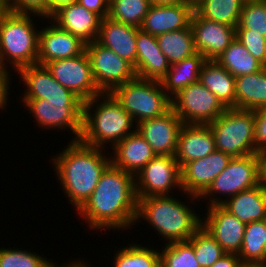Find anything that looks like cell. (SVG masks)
Returning a JSON list of instances; mask_svg holds the SVG:
<instances>
[{"instance_id":"obj_45","label":"cell","mask_w":266,"mask_h":267,"mask_svg":"<svg viewBox=\"0 0 266 267\" xmlns=\"http://www.w3.org/2000/svg\"><path fill=\"white\" fill-rule=\"evenodd\" d=\"M9 77L10 76H0V108L2 109L7 104L8 89H9Z\"/></svg>"},{"instance_id":"obj_30","label":"cell","mask_w":266,"mask_h":267,"mask_svg":"<svg viewBox=\"0 0 266 267\" xmlns=\"http://www.w3.org/2000/svg\"><path fill=\"white\" fill-rule=\"evenodd\" d=\"M237 255L244 265H266V219L246 224Z\"/></svg>"},{"instance_id":"obj_53","label":"cell","mask_w":266,"mask_h":267,"mask_svg":"<svg viewBox=\"0 0 266 267\" xmlns=\"http://www.w3.org/2000/svg\"><path fill=\"white\" fill-rule=\"evenodd\" d=\"M245 1H266V0H245Z\"/></svg>"},{"instance_id":"obj_7","label":"cell","mask_w":266,"mask_h":267,"mask_svg":"<svg viewBox=\"0 0 266 267\" xmlns=\"http://www.w3.org/2000/svg\"><path fill=\"white\" fill-rule=\"evenodd\" d=\"M111 93L137 124L163 116L171 109V98L157 80L135 77L117 86Z\"/></svg>"},{"instance_id":"obj_23","label":"cell","mask_w":266,"mask_h":267,"mask_svg":"<svg viewBox=\"0 0 266 267\" xmlns=\"http://www.w3.org/2000/svg\"><path fill=\"white\" fill-rule=\"evenodd\" d=\"M138 30L139 28L135 26L105 17L101 20L96 41L129 62L135 70Z\"/></svg>"},{"instance_id":"obj_28","label":"cell","mask_w":266,"mask_h":267,"mask_svg":"<svg viewBox=\"0 0 266 267\" xmlns=\"http://www.w3.org/2000/svg\"><path fill=\"white\" fill-rule=\"evenodd\" d=\"M206 61L202 54L196 52L180 62L171 64L169 71L160 80L167 95L172 98L190 84L199 81L201 68Z\"/></svg>"},{"instance_id":"obj_20","label":"cell","mask_w":266,"mask_h":267,"mask_svg":"<svg viewBox=\"0 0 266 267\" xmlns=\"http://www.w3.org/2000/svg\"><path fill=\"white\" fill-rule=\"evenodd\" d=\"M51 21L72 35L78 37L85 44L97 40L102 18L87 10L77 1L60 7L50 17Z\"/></svg>"},{"instance_id":"obj_32","label":"cell","mask_w":266,"mask_h":267,"mask_svg":"<svg viewBox=\"0 0 266 267\" xmlns=\"http://www.w3.org/2000/svg\"><path fill=\"white\" fill-rule=\"evenodd\" d=\"M216 61L234 77L253 74L265 67L237 39L228 46Z\"/></svg>"},{"instance_id":"obj_34","label":"cell","mask_w":266,"mask_h":267,"mask_svg":"<svg viewBox=\"0 0 266 267\" xmlns=\"http://www.w3.org/2000/svg\"><path fill=\"white\" fill-rule=\"evenodd\" d=\"M151 5L150 0H109L108 17L140 28Z\"/></svg>"},{"instance_id":"obj_46","label":"cell","mask_w":266,"mask_h":267,"mask_svg":"<svg viewBox=\"0 0 266 267\" xmlns=\"http://www.w3.org/2000/svg\"><path fill=\"white\" fill-rule=\"evenodd\" d=\"M260 185L266 191V152L260 154Z\"/></svg>"},{"instance_id":"obj_49","label":"cell","mask_w":266,"mask_h":267,"mask_svg":"<svg viewBox=\"0 0 266 267\" xmlns=\"http://www.w3.org/2000/svg\"><path fill=\"white\" fill-rule=\"evenodd\" d=\"M151 4H174L181 3L182 0H150Z\"/></svg>"},{"instance_id":"obj_15","label":"cell","mask_w":266,"mask_h":267,"mask_svg":"<svg viewBox=\"0 0 266 267\" xmlns=\"http://www.w3.org/2000/svg\"><path fill=\"white\" fill-rule=\"evenodd\" d=\"M190 26L193 32L194 48L206 60H217L236 39V27L205 19L195 10Z\"/></svg>"},{"instance_id":"obj_36","label":"cell","mask_w":266,"mask_h":267,"mask_svg":"<svg viewBox=\"0 0 266 267\" xmlns=\"http://www.w3.org/2000/svg\"><path fill=\"white\" fill-rule=\"evenodd\" d=\"M114 267H160V253L140 245H132L118 250Z\"/></svg>"},{"instance_id":"obj_44","label":"cell","mask_w":266,"mask_h":267,"mask_svg":"<svg viewBox=\"0 0 266 267\" xmlns=\"http://www.w3.org/2000/svg\"><path fill=\"white\" fill-rule=\"evenodd\" d=\"M242 260L235 253H225L211 267H244Z\"/></svg>"},{"instance_id":"obj_2","label":"cell","mask_w":266,"mask_h":267,"mask_svg":"<svg viewBox=\"0 0 266 267\" xmlns=\"http://www.w3.org/2000/svg\"><path fill=\"white\" fill-rule=\"evenodd\" d=\"M101 148L71 140L66 149L54 159V170L70 203L78 210L93 193L100 176L111 159L101 153Z\"/></svg>"},{"instance_id":"obj_5","label":"cell","mask_w":266,"mask_h":267,"mask_svg":"<svg viewBox=\"0 0 266 267\" xmlns=\"http://www.w3.org/2000/svg\"><path fill=\"white\" fill-rule=\"evenodd\" d=\"M30 19V14L0 11V53L3 63L13 64L15 72L37 64L39 31Z\"/></svg>"},{"instance_id":"obj_51","label":"cell","mask_w":266,"mask_h":267,"mask_svg":"<svg viewBox=\"0 0 266 267\" xmlns=\"http://www.w3.org/2000/svg\"><path fill=\"white\" fill-rule=\"evenodd\" d=\"M64 267H88V266H87V264H84V262L82 263V262H80V260H78V262L76 261V262H72L70 264L68 263V265L64 266Z\"/></svg>"},{"instance_id":"obj_12","label":"cell","mask_w":266,"mask_h":267,"mask_svg":"<svg viewBox=\"0 0 266 267\" xmlns=\"http://www.w3.org/2000/svg\"><path fill=\"white\" fill-rule=\"evenodd\" d=\"M135 177L138 198L168 195L174 186L181 190L180 166L175 156L156 155Z\"/></svg>"},{"instance_id":"obj_4","label":"cell","mask_w":266,"mask_h":267,"mask_svg":"<svg viewBox=\"0 0 266 267\" xmlns=\"http://www.w3.org/2000/svg\"><path fill=\"white\" fill-rule=\"evenodd\" d=\"M184 204L170 195L138 198L135 221L147 220L167 243L188 241L202 226V219Z\"/></svg>"},{"instance_id":"obj_31","label":"cell","mask_w":266,"mask_h":267,"mask_svg":"<svg viewBox=\"0 0 266 267\" xmlns=\"http://www.w3.org/2000/svg\"><path fill=\"white\" fill-rule=\"evenodd\" d=\"M157 43L169 64H174L196 53L191 26L156 36Z\"/></svg>"},{"instance_id":"obj_39","label":"cell","mask_w":266,"mask_h":267,"mask_svg":"<svg viewBox=\"0 0 266 267\" xmlns=\"http://www.w3.org/2000/svg\"><path fill=\"white\" fill-rule=\"evenodd\" d=\"M0 267H54V264L31 251L1 248Z\"/></svg>"},{"instance_id":"obj_17","label":"cell","mask_w":266,"mask_h":267,"mask_svg":"<svg viewBox=\"0 0 266 267\" xmlns=\"http://www.w3.org/2000/svg\"><path fill=\"white\" fill-rule=\"evenodd\" d=\"M206 220L202 221L211 236L226 253L238 254L243 243L246 224L241 222L221 204L208 207Z\"/></svg>"},{"instance_id":"obj_25","label":"cell","mask_w":266,"mask_h":267,"mask_svg":"<svg viewBox=\"0 0 266 267\" xmlns=\"http://www.w3.org/2000/svg\"><path fill=\"white\" fill-rule=\"evenodd\" d=\"M112 150L115 155L113 159L111 158V163L133 176H136L156 156L150 144L136 130V127L134 133L127 135L112 147Z\"/></svg>"},{"instance_id":"obj_3","label":"cell","mask_w":266,"mask_h":267,"mask_svg":"<svg viewBox=\"0 0 266 267\" xmlns=\"http://www.w3.org/2000/svg\"><path fill=\"white\" fill-rule=\"evenodd\" d=\"M100 97H103L104 101H101ZM95 103L98 107L93 111L94 113H91ZM133 122L132 116L112 93H100L84 102L83 130L80 140L97 148H103L104 143L112 142L114 147L127 135L135 132L129 131L133 127Z\"/></svg>"},{"instance_id":"obj_27","label":"cell","mask_w":266,"mask_h":267,"mask_svg":"<svg viewBox=\"0 0 266 267\" xmlns=\"http://www.w3.org/2000/svg\"><path fill=\"white\" fill-rule=\"evenodd\" d=\"M199 82L226 108L236 109L235 77L216 60H207L201 68Z\"/></svg>"},{"instance_id":"obj_38","label":"cell","mask_w":266,"mask_h":267,"mask_svg":"<svg viewBox=\"0 0 266 267\" xmlns=\"http://www.w3.org/2000/svg\"><path fill=\"white\" fill-rule=\"evenodd\" d=\"M160 253V267H200L188 241L166 243Z\"/></svg>"},{"instance_id":"obj_33","label":"cell","mask_w":266,"mask_h":267,"mask_svg":"<svg viewBox=\"0 0 266 267\" xmlns=\"http://www.w3.org/2000/svg\"><path fill=\"white\" fill-rule=\"evenodd\" d=\"M245 0H205L195 11L203 18L237 27Z\"/></svg>"},{"instance_id":"obj_11","label":"cell","mask_w":266,"mask_h":267,"mask_svg":"<svg viewBox=\"0 0 266 267\" xmlns=\"http://www.w3.org/2000/svg\"><path fill=\"white\" fill-rule=\"evenodd\" d=\"M95 85L101 93H111L117 86L136 77L134 67L97 41L85 45Z\"/></svg>"},{"instance_id":"obj_26","label":"cell","mask_w":266,"mask_h":267,"mask_svg":"<svg viewBox=\"0 0 266 267\" xmlns=\"http://www.w3.org/2000/svg\"><path fill=\"white\" fill-rule=\"evenodd\" d=\"M221 205L245 224L266 219V191L261 185L222 200Z\"/></svg>"},{"instance_id":"obj_9","label":"cell","mask_w":266,"mask_h":267,"mask_svg":"<svg viewBox=\"0 0 266 267\" xmlns=\"http://www.w3.org/2000/svg\"><path fill=\"white\" fill-rule=\"evenodd\" d=\"M171 108L183 124H209L227 108L199 81L171 98Z\"/></svg>"},{"instance_id":"obj_13","label":"cell","mask_w":266,"mask_h":267,"mask_svg":"<svg viewBox=\"0 0 266 267\" xmlns=\"http://www.w3.org/2000/svg\"><path fill=\"white\" fill-rule=\"evenodd\" d=\"M45 66L63 87L74 92L84 102L101 93L93 80L86 51L73 58L50 61Z\"/></svg>"},{"instance_id":"obj_10","label":"cell","mask_w":266,"mask_h":267,"mask_svg":"<svg viewBox=\"0 0 266 267\" xmlns=\"http://www.w3.org/2000/svg\"><path fill=\"white\" fill-rule=\"evenodd\" d=\"M38 123L46 129H65L68 127L74 135V140H80L83 130V100H50L23 99Z\"/></svg>"},{"instance_id":"obj_18","label":"cell","mask_w":266,"mask_h":267,"mask_svg":"<svg viewBox=\"0 0 266 267\" xmlns=\"http://www.w3.org/2000/svg\"><path fill=\"white\" fill-rule=\"evenodd\" d=\"M17 71L27 86L23 99L82 100L74 92L63 87L45 65L33 64L21 67Z\"/></svg>"},{"instance_id":"obj_50","label":"cell","mask_w":266,"mask_h":267,"mask_svg":"<svg viewBox=\"0 0 266 267\" xmlns=\"http://www.w3.org/2000/svg\"><path fill=\"white\" fill-rule=\"evenodd\" d=\"M8 70H6V66L3 63L2 57H1V53H0V76H9L10 74H8Z\"/></svg>"},{"instance_id":"obj_6","label":"cell","mask_w":266,"mask_h":267,"mask_svg":"<svg viewBox=\"0 0 266 267\" xmlns=\"http://www.w3.org/2000/svg\"><path fill=\"white\" fill-rule=\"evenodd\" d=\"M216 150L233 157L256 154L254 111L227 108L208 124Z\"/></svg>"},{"instance_id":"obj_52","label":"cell","mask_w":266,"mask_h":267,"mask_svg":"<svg viewBox=\"0 0 266 267\" xmlns=\"http://www.w3.org/2000/svg\"><path fill=\"white\" fill-rule=\"evenodd\" d=\"M244 267H266V265H245Z\"/></svg>"},{"instance_id":"obj_24","label":"cell","mask_w":266,"mask_h":267,"mask_svg":"<svg viewBox=\"0 0 266 267\" xmlns=\"http://www.w3.org/2000/svg\"><path fill=\"white\" fill-rule=\"evenodd\" d=\"M136 43V77L160 81L169 71L170 64L160 50L156 36L139 29Z\"/></svg>"},{"instance_id":"obj_22","label":"cell","mask_w":266,"mask_h":267,"mask_svg":"<svg viewBox=\"0 0 266 267\" xmlns=\"http://www.w3.org/2000/svg\"><path fill=\"white\" fill-rule=\"evenodd\" d=\"M215 150V138L208 124L182 125L175 153L180 168L189 161L208 156Z\"/></svg>"},{"instance_id":"obj_37","label":"cell","mask_w":266,"mask_h":267,"mask_svg":"<svg viewBox=\"0 0 266 267\" xmlns=\"http://www.w3.org/2000/svg\"><path fill=\"white\" fill-rule=\"evenodd\" d=\"M236 33H257L266 37V1H245Z\"/></svg>"},{"instance_id":"obj_41","label":"cell","mask_w":266,"mask_h":267,"mask_svg":"<svg viewBox=\"0 0 266 267\" xmlns=\"http://www.w3.org/2000/svg\"><path fill=\"white\" fill-rule=\"evenodd\" d=\"M236 39L266 67V37L257 33H236Z\"/></svg>"},{"instance_id":"obj_47","label":"cell","mask_w":266,"mask_h":267,"mask_svg":"<svg viewBox=\"0 0 266 267\" xmlns=\"http://www.w3.org/2000/svg\"><path fill=\"white\" fill-rule=\"evenodd\" d=\"M76 2V0H49V18L60 7Z\"/></svg>"},{"instance_id":"obj_42","label":"cell","mask_w":266,"mask_h":267,"mask_svg":"<svg viewBox=\"0 0 266 267\" xmlns=\"http://www.w3.org/2000/svg\"><path fill=\"white\" fill-rule=\"evenodd\" d=\"M256 154L266 152V107L254 111Z\"/></svg>"},{"instance_id":"obj_43","label":"cell","mask_w":266,"mask_h":267,"mask_svg":"<svg viewBox=\"0 0 266 267\" xmlns=\"http://www.w3.org/2000/svg\"><path fill=\"white\" fill-rule=\"evenodd\" d=\"M87 10L99 15L102 19L108 17L109 0H76Z\"/></svg>"},{"instance_id":"obj_16","label":"cell","mask_w":266,"mask_h":267,"mask_svg":"<svg viewBox=\"0 0 266 267\" xmlns=\"http://www.w3.org/2000/svg\"><path fill=\"white\" fill-rule=\"evenodd\" d=\"M182 120L171 108L163 116L139 122L136 130L150 144L156 155L175 156Z\"/></svg>"},{"instance_id":"obj_1","label":"cell","mask_w":266,"mask_h":267,"mask_svg":"<svg viewBox=\"0 0 266 267\" xmlns=\"http://www.w3.org/2000/svg\"><path fill=\"white\" fill-rule=\"evenodd\" d=\"M135 180V176L110 163L78 213L92 229H120L133 225L138 206Z\"/></svg>"},{"instance_id":"obj_35","label":"cell","mask_w":266,"mask_h":267,"mask_svg":"<svg viewBox=\"0 0 266 267\" xmlns=\"http://www.w3.org/2000/svg\"><path fill=\"white\" fill-rule=\"evenodd\" d=\"M188 242L193 246L195 257L200 267H211L226 253L220 244L202 226Z\"/></svg>"},{"instance_id":"obj_8","label":"cell","mask_w":266,"mask_h":267,"mask_svg":"<svg viewBox=\"0 0 266 267\" xmlns=\"http://www.w3.org/2000/svg\"><path fill=\"white\" fill-rule=\"evenodd\" d=\"M260 185V154L233 157L227 167L213 180L208 189L199 197H210L209 206L222 204L216 194H225L228 198ZM213 193L215 194L213 196ZM204 196V197H203ZM214 197V198H213ZM221 199V200H220Z\"/></svg>"},{"instance_id":"obj_21","label":"cell","mask_w":266,"mask_h":267,"mask_svg":"<svg viewBox=\"0 0 266 267\" xmlns=\"http://www.w3.org/2000/svg\"><path fill=\"white\" fill-rule=\"evenodd\" d=\"M194 10L184 4H152L143 19L140 30L157 36L188 28Z\"/></svg>"},{"instance_id":"obj_40","label":"cell","mask_w":266,"mask_h":267,"mask_svg":"<svg viewBox=\"0 0 266 267\" xmlns=\"http://www.w3.org/2000/svg\"><path fill=\"white\" fill-rule=\"evenodd\" d=\"M1 9L14 13H25L49 17V0H1Z\"/></svg>"},{"instance_id":"obj_19","label":"cell","mask_w":266,"mask_h":267,"mask_svg":"<svg viewBox=\"0 0 266 267\" xmlns=\"http://www.w3.org/2000/svg\"><path fill=\"white\" fill-rule=\"evenodd\" d=\"M85 45L78 37L53 23L39 30L37 64L79 56L85 51Z\"/></svg>"},{"instance_id":"obj_14","label":"cell","mask_w":266,"mask_h":267,"mask_svg":"<svg viewBox=\"0 0 266 267\" xmlns=\"http://www.w3.org/2000/svg\"><path fill=\"white\" fill-rule=\"evenodd\" d=\"M231 156L215 150L208 156L189 161L180 168L181 190L192 199L199 197L208 189L213 180L227 167Z\"/></svg>"},{"instance_id":"obj_48","label":"cell","mask_w":266,"mask_h":267,"mask_svg":"<svg viewBox=\"0 0 266 267\" xmlns=\"http://www.w3.org/2000/svg\"><path fill=\"white\" fill-rule=\"evenodd\" d=\"M205 0H182L184 4L195 10L199 5H201Z\"/></svg>"},{"instance_id":"obj_29","label":"cell","mask_w":266,"mask_h":267,"mask_svg":"<svg viewBox=\"0 0 266 267\" xmlns=\"http://www.w3.org/2000/svg\"><path fill=\"white\" fill-rule=\"evenodd\" d=\"M236 109L255 111L266 107V67L235 77Z\"/></svg>"}]
</instances>
